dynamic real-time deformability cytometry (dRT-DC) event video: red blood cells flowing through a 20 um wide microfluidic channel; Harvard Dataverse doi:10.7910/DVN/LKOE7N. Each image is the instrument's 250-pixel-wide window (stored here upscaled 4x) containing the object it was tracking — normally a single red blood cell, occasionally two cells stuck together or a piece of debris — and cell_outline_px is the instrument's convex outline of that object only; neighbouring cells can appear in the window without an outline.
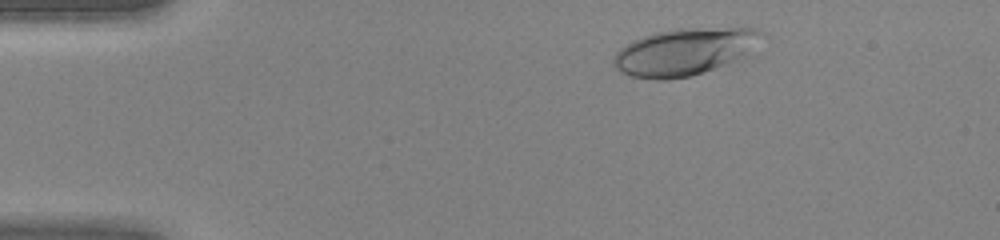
{"species": "human", "species_latin": "Homo sapiens", "temperature_condition": "warm", "stored_images_in_passage": 41, "camera_frame_rate_fps": 3000, "um_per_image_px": 0.085, "donor": {"sex": "female"}, "frame": {"image": 1, "passage_image": 4, "time_ms": 1.0, "image_size_px": [1000, 240], "cell_outline_px": [[760, 32], [744, 52], [740, 56], [724, 64], [704, 72], [688, 76], [664, 80], [656, 80], [628, 76], [620, 72], [612, 64], [612, 60], [616, 52], [620, 48], [632, 40], [656, 32], [676, 28], [756, 28]], "centroid_in_image_um": [57.97, 4.41], "position_along_channel_um": 27.0, "area_um2": 39.36}}
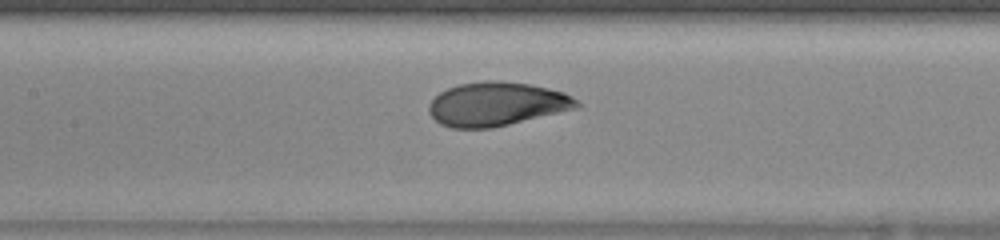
{"frame": {"image": 2, "passage_image": 18, "time_ms": 5.667, "image_size_px": [1000, 240], "cell_outline_px": [[580, 108], [492, 128], [452, 128], [440, 124], [428, 112], [428, 104], [440, 92], [448, 88], [460, 84], [484, 80], [492, 80], [528, 84], [564, 92], [572, 96], [580, 104]], "centroid_in_image_um": [42.22, 8.85], "position_along_channel_um": 165.2, "area_um2": 37.74}}
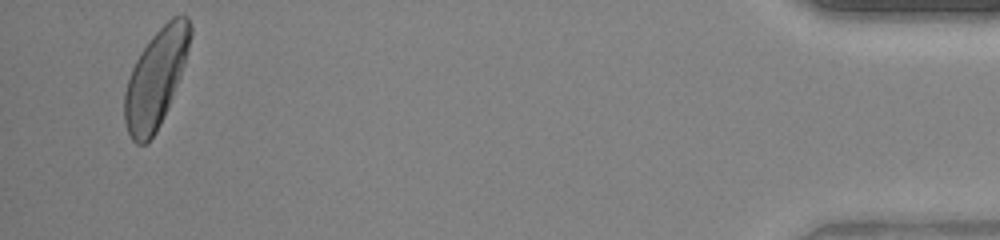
{"frame": {"image": 3, "passage_image": 40, "time_ms": 13.0, "image_size_px": [1000, 240], "cell_outline_px": [[192, 32], [184, 64], [180, 76], [168, 108], [156, 132], [144, 144], [136, 144], [132, 140], [128, 132], [124, 120], [124, 92], [132, 68], [136, 60], [152, 36], [172, 16], [188, 16], [192, 28]], "centroid_in_image_um": [13.24, 6.67], "position_along_channel_um": 422.0, "area_um2": 36.88}}